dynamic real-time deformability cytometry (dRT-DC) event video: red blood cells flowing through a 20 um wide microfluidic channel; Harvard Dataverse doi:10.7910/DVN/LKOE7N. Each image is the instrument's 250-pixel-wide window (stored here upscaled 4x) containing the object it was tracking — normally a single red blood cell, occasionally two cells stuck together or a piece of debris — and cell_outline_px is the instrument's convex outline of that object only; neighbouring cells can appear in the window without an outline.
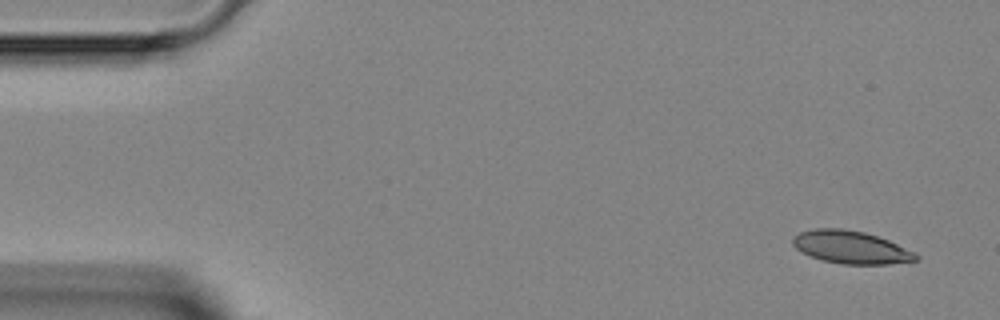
{"species": "Egyptian fruit bat (a non-hibernating species)", "species_latin": "Rousettus aegyptiacus", "temperature_condition": "room temperature", "stored_images_in_passage": 5, "camera_frame_rate_fps": 3000, "um_per_image_px": 0.085, "animal": {"sex": "female"}, "frame": {"image": 1, "passage_image": 1, "time_ms": 0.0, "image_size_px": [1000, 320], "cell_outline_px": [[920, 260], [888, 264], [840, 264], [824, 260], [812, 256], [796, 248], [792, 244], [792, 240], [800, 232], [816, 228], [840, 228], [864, 232], [888, 240], [916, 252], [920, 256]], "centroid_in_image_um": [72.38, 21.02], "position_along_channel_um": 12.6, "area_um2": 23.35}}